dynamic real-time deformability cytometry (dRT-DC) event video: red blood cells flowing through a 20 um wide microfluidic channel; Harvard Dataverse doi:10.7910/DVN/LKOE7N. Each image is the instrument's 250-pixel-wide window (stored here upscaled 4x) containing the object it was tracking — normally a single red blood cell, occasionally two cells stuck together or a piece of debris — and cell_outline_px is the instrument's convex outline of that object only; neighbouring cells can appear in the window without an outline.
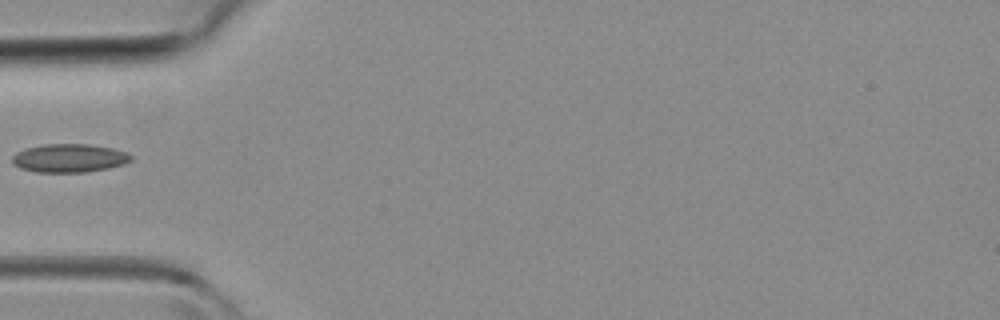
{"species": "common noctule bat (a hibernating species)", "species_latin": "Nyctalus noctula", "temperature_condition": "room temperature", "stored_images_in_passage": 8, "camera_frame_rate_fps": 3000, "um_per_image_px": 0.085, "animal": {"sex": "female", "body_mass_g": 19.3, "forearm_length_mm": 54.1}, "frame": {"image": 1, "passage_image": 1, "time_ms": 0.0, "image_size_px": [1000, 320], "cell_outline_px": [[132, 160], [124, 164], [108, 168], [88, 172], [36, 172], [20, 168], [12, 164], [12, 156], [16, 152], [28, 148], [44, 144], [88, 144], [112, 148], [128, 152], [132, 156]], "centroid_in_image_um": [5.9, 13.44], "position_along_channel_um": 79.1, "area_um2": 19.77}}
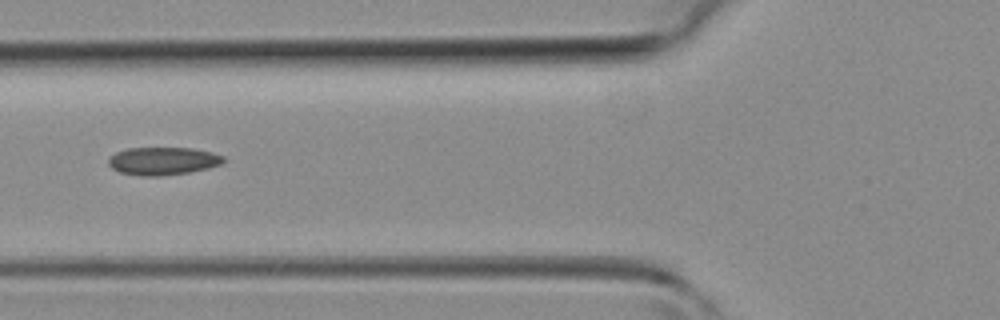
{"frame": {"image": 2, "passage_image": 3, "time_ms": 0.667, "image_size_px": [1000, 320], "cell_outline_px": [[228, 160], [220, 164], [208, 168], [188, 172], [160, 176], [140, 176], [120, 172], [112, 168], [108, 164], [108, 160], [116, 152], [128, 148], [192, 148], [212, 152], [224, 156]], "centroid_in_image_um": [13.87, 13.68], "position_along_channel_um": 111.9, "area_um2": 18.67}}
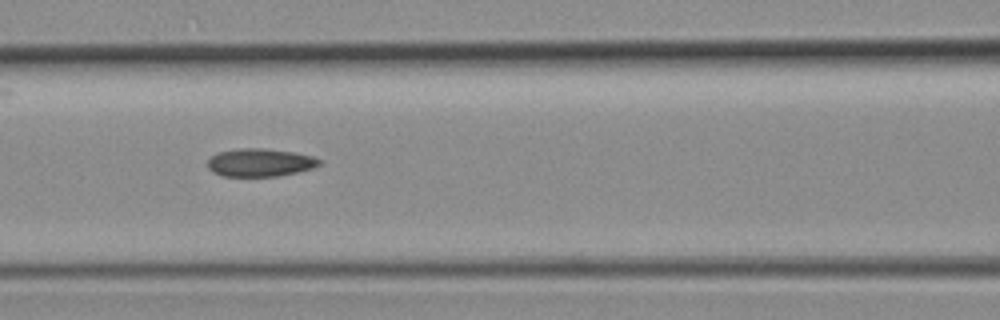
{"frame": {"image": 3, "passage_image": 5, "time_ms": 1.333, "image_size_px": [1000, 320], "cell_outline_px": [[320, 164], [312, 168], [296, 172], [276, 176], [224, 176], [212, 172], [208, 168], [208, 160], [212, 156], [220, 152], [240, 148], [260, 148], [292, 152], [312, 156], [320, 160]], "centroid_in_image_um": [22.07, 13.82], "position_along_channel_um": 144.5, "area_um2": 17.92}}